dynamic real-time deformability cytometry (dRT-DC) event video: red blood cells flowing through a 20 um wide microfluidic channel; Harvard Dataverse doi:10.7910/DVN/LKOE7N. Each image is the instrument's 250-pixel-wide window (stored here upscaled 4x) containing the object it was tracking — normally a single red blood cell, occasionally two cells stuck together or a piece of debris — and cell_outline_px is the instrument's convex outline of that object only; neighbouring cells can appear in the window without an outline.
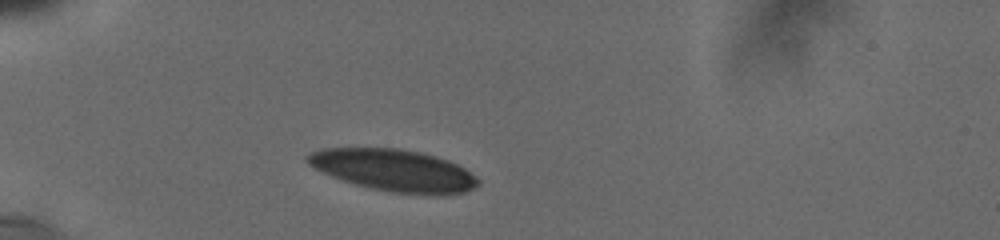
{"species": "human", "species_latin": "Homo sapiens", "temperature_condition": "cold", "stored_images_in_passage": 16, "camera_frame_rate_fps": 3000, "um_per_image_px": 0.085, "donor": {"sex": "male"}, "frame": {"image": 1, "passage_image": 1, "time_ms": 0.0, "image_size_px": [1000, 240], "cell_outline_px": [[480, 184], [464, 192], [440, 196], [436, 196], [392, 192], [372, 188], [356, 184], [332, 176], [308, 164], [308, 156], [312, 152], [324, 148], [400, 148], [420, 152], [436, 156], [448, 160], [464, 168], [476, 176], [480, 180]], "centroid_in_image_um": [33.56, 14.48], "position_along_channel_um": 51.4, "area_um2": 41.44}}
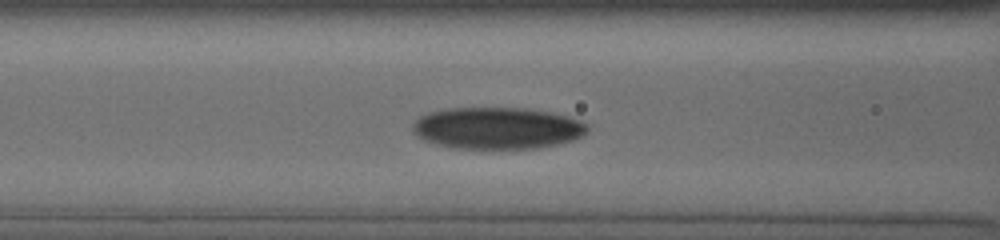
{"frame": {"image": 2, "passage_image": 14, "time_ms": 2.667, "image_size_px": [1000, 240], "cell_outline_px": [[588, 132], [572, 140], [556, 144], [536, 148], [452, 148], [436, 144], [424, 140], [416, 136], [412, 132], [412, 124], [420, 116], [428, 112], [448, 108], [524, 108], [548, 112], [580, 120], [588, 128]], "centroid_in_image_um": [42.2, 10.89], "position_along_channel_um": 124.4, "area_um2": 42.31}}